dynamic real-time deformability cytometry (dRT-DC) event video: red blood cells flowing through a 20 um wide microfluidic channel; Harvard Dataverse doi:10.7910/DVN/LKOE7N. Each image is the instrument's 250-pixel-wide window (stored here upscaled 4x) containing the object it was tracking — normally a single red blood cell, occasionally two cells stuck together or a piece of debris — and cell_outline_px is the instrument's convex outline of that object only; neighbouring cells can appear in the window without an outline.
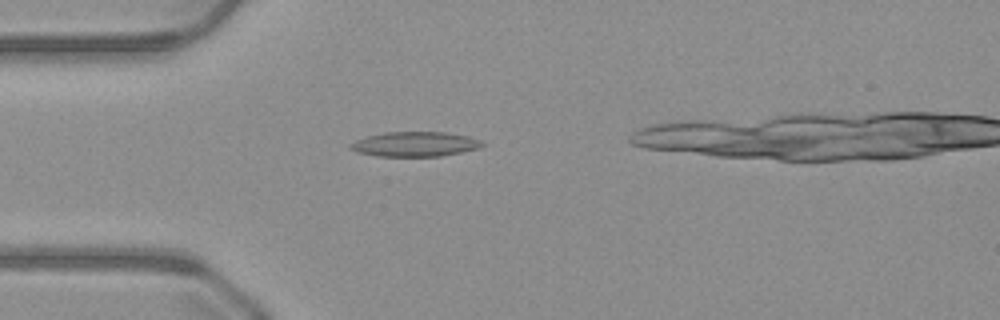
{"species": "common noctule bat (a hibernating species)", "species_latin": "Nyctalus noctula", "temperature_condition": "warm", "stored_images_in_passage": 29, "camera_frame_rate_fps": 3000, "um_per_image_px": 0.085, "animal": {"sex": "male", "body_mass_g": 23.1, "forearm_length_mm": 52.7}, "frame": {"image": 1, "passage_image": 2, "time_ms": 0.333, "image_size_px": [1000, 320], "cell_outline_px": [[484, 144], [476, 148], [460, 152], [440, 156], [376, 156], [356, 152], [348, 148], [348, 144], [356, 140], [368, 136], [384, 132], [444, 132], [468, 136], [480, 140]], "centroid_in_image_um": [35.2, 12.25], "position_along_channel_um": 49.8, "area_um2": 18.9}}
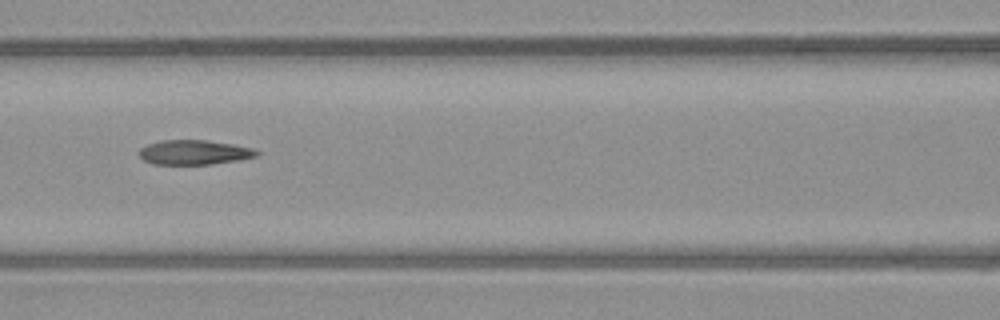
{"frame": {"image": 2, "passage_image": 10, "time_ms": 3.0, "image_size_px": [1000, 320], "cell_outline_px": [[260, 152], [256, 156], [240, 160], [212, 164], [152, 164], [144, 160], [136, 152], [140, 148], [148, 144], [160, 140], [208, 140], [232, 144], [252, 148]], "centroid_in_image_um": [16.48, 12.95], "position_along_channel_um": 150.1, "area_um2": 16.94}}
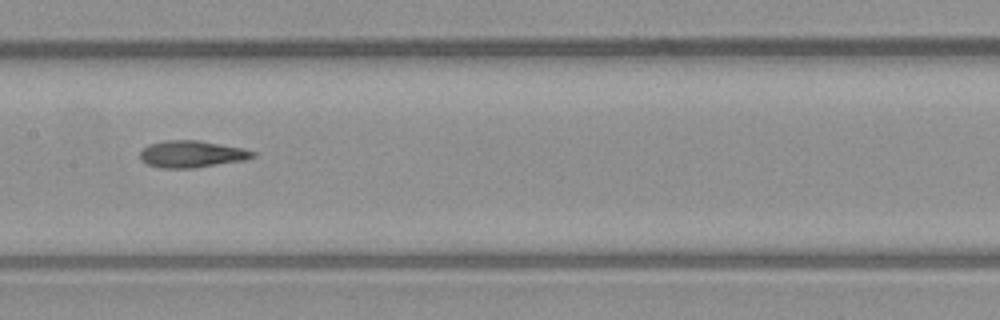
{"frame": {"image": 3, "passage_image": 13, "time_ms": 4.0, "image_size_px": [1000, 320], "cell_outline_px": [[256, 156], [244, 160], [196, 168], [160, 168], [148, 164], [140, 160], [140, 152], [148, 144], [164, 140], [200, 140], [244, 148], [256, 152]], "centroid_in_image_um": [16.31, 13.09], "position_along_channel_um": 191.1, "area_um2": 17.86}}